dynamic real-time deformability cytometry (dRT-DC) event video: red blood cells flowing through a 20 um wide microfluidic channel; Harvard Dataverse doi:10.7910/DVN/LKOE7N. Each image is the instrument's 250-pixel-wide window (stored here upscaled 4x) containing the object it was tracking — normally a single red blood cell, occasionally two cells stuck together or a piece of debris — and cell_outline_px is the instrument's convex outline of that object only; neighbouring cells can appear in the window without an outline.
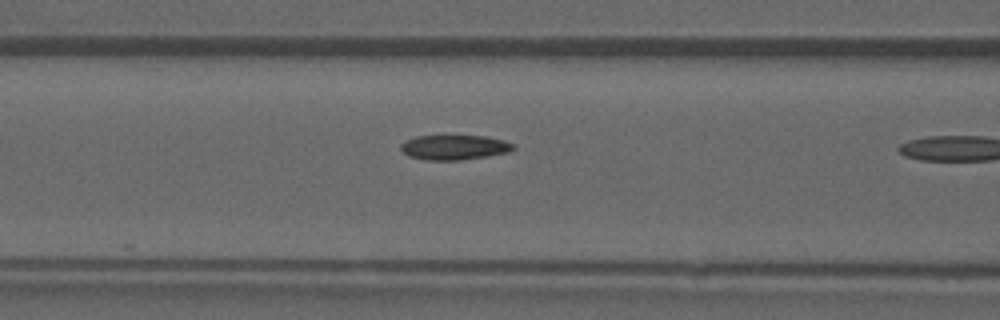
{"species": "common noctule bat (a hibernating species)", "species_latin": "Nyctalus noctula", "temperature_condition": "warm", "stored_images_in_passage": 11, "camera_frame_rate_fps": 3000, "um_per_image_px": 0.085, "animal": {"sex": "male", "forearm_length_mm": 52.5}, "frame": {"image": 1, "passage_image": 10, "time_ms": 3.0, "image_size_px": [1000, 320], "cell_outline_px": [[516, 148], [508, 152], [484, 156], [456, 160], [424, 160], [408, 156], [400, 148], [400, 144], [404, 140], [416, 136], [484, 136], [504, 140], [516, 144]], "centroid_in_image_um": [38.6, 12.51], "position_along_channel_um": 128.0, "area_um2": 16.24}}